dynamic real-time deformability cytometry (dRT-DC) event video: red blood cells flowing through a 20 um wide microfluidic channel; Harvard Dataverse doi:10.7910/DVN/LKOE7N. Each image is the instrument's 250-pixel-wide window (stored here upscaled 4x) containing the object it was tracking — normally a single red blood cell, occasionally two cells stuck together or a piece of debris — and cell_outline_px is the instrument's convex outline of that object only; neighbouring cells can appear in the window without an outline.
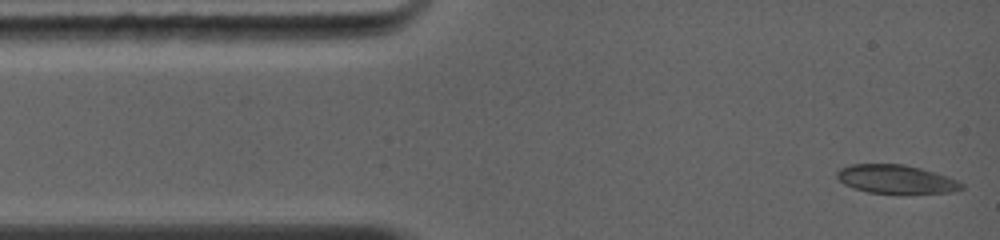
{"species": "common noctule bat (a hibernating species)", "species_latin": "Nyctalus noctula", "temperature_condition": "warm", "stored_images_in_passage": 4, "camera_frame_rate_fps": 5000, "um_per_image_px": 0.085, "animal": {"sex": "female", "body_mass_g": 19.0, "forearm_length_mm": 56.7}, "frame": {"image": 1, "passage_image": 1, "time_ms": 0.0, "image_size_px": [1000, 240], "cell_outline_px": [[960, 188], [936, 192], [872, 192], [856, 188], [840, 180], [840, 172], [844, 168], [856, 164], [900, 164], [916, 168], [940, 176], [956, 184]], "centroid_in_image_um": [75.98, 15.21], "position_along_channel_um": 9.0, "area_um2": 18.32}}
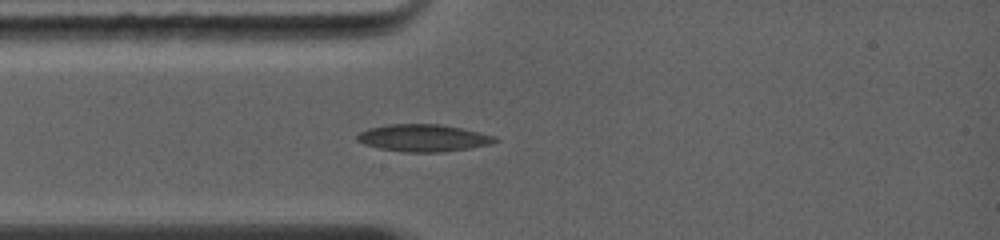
{"frame": {"image": 2, "passage_image": 4, "time_ms": 2.4, "image_size_px": [1000, 240], "cell_outline_px": [[496, 140], [488, 144], [464, 148], [432, 152], [408, 152], [380, 148], [356, 140], [356, 136], [360, 132], [368, 128], [388, 124], [436, 124], [460, 128], [492, 136]], "centroid_in_image_um": [35.87, 11.71], "position_along_channel_um": 49.1, "area_um2": 20.92}}